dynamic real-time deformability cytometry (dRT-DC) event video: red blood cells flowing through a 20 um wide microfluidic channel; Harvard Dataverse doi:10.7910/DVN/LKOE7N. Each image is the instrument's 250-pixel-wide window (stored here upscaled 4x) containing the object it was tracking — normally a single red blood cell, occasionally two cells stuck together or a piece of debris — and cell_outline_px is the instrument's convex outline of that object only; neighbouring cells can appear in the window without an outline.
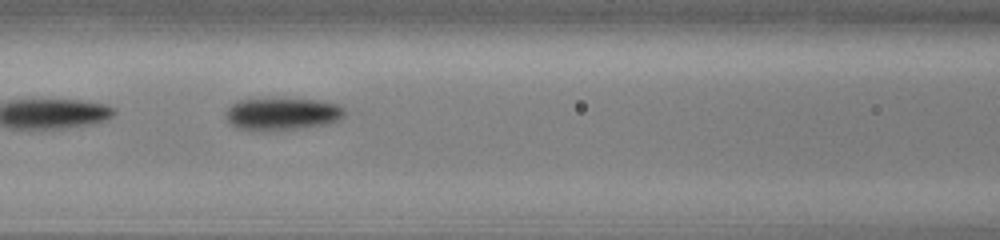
{"species": "common noctule bat (a hibernating species)", "species_latin": "Nyctalus noctula", "temperature_condition": "cold", "stored_images_in_passage": 20, "camera_frame_rate_fps": 3000, "um_per_image_px": 0.085, "animal": {"sex": "male", "body_mass_g": 13.0, "forearm_length_mm": 53.1}, "frame": {"image": 1, "passage_image": 6, "time_ms": 1.667, "image_size_px": [1000, 240], "cell_outline_px": [[344, 116], [340, 120], [328, 124], [296, 128], [252, 132], [236, 128], [228, 120], [228, 108], [232, 104], [240, 100], [316, 100], [336, 104], [344, 108]], "centroid_in_image_um": [24.0, 9.72], "position_along_channel_um": 142.6, "area_um2": 21.91}}